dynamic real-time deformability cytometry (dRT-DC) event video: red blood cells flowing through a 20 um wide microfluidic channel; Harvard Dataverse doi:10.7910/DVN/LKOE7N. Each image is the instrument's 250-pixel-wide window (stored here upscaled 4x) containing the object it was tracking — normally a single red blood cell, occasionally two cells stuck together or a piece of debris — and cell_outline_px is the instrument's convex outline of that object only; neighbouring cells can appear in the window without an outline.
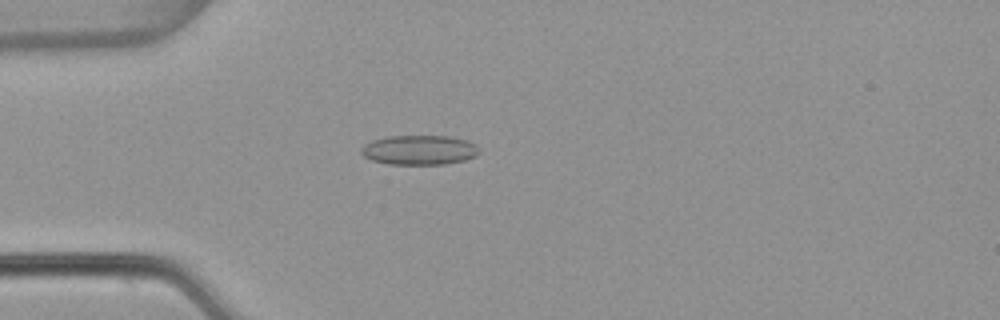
{"species": "common noctule bat (a hibernating species)", "species_latin": "Nyctalus noctula", "temperature_condition": "warm", "stored_images_in_passage": 53, "camera_frame_rate_fps": 3000, "um_per_image_px": 0.085, "animal": {"sex": "female", "body_mass_g": 22.7, "forearm_length_mm": 54.2}, "frame": {"image": 1, "passage_image": 15, "time_ms": 4.667, "image_size_px": [1000, 320], "cell_outline_px": [[480, 152], [476, 156], [464, 160], [444, 164], [388, 164], [372, 160], [364, 156], [360, 152], [360, 148], [364, 144], [372, 140], [388, 136], [448, 136], [468, 140], [476, 144]], "centroid_in_image_um": [35.64, 12.74], "position_along_channel_um": 49.4, "area_um2": 20.46}}
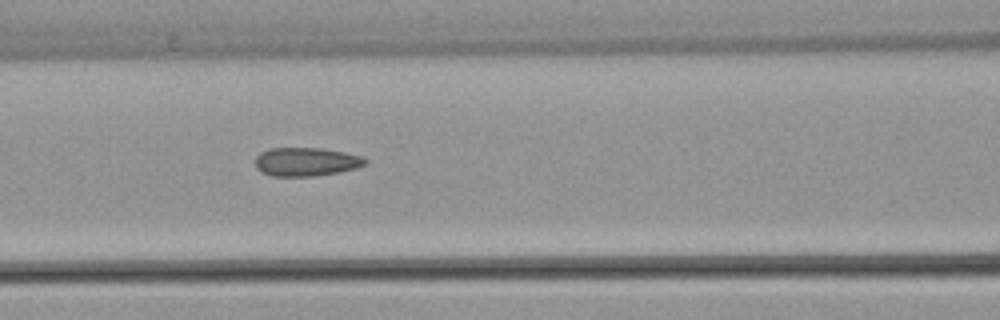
{"frame": {"image": 2, "passage_image": 23, "time_ms": 7.333, "image_size_px": [1000, 320], "cell_outline_px": [[368, 160], [364, 164], [356, 168], [340, 172], [316, 176], [272, 176], [260, 172], [256, 168], [256, 156], [260, 152], [268, 148], [320, 148], [344, 152], [360, 156]], "centroid_in_image_um": [25.98, 13.75], "position_along_channel_um": 140.6, "area_um2": 18.38}}
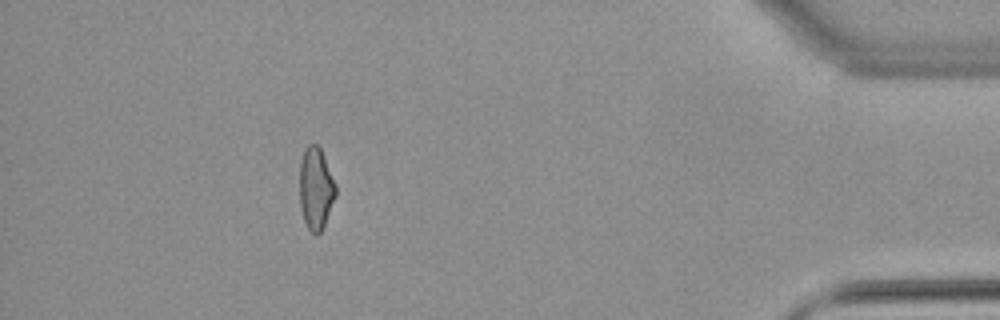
{"frame": {"image": 3, "passage_image": 48, "time_ms": 15.667, "image_size_px": [1000, 320], "cell_outline_px": [[336, 196], [324, 224], [320, 232], [316, 236], [308, 228], [304, 220], [300, 208], [300, 160], [304, 148], [308, 144], [316, 144], [320, 148], [324, 156], [336, 184]], "centroid_in_image_um": [26.84, 15.99], "position_along_channel_um": 408.4, "area_um2": 17.28}, "authors_computed_cell_mechanics": {"area_um2": 18.3804, "velocity_mm_per_s": 3.8755, "shape_relaxation_time_tau1_ms": null, "shape_relaxation_time_tau2_ms": 1.504, "deformation_change_tau1": null, "deformation_change_tau2": 0.0889}}